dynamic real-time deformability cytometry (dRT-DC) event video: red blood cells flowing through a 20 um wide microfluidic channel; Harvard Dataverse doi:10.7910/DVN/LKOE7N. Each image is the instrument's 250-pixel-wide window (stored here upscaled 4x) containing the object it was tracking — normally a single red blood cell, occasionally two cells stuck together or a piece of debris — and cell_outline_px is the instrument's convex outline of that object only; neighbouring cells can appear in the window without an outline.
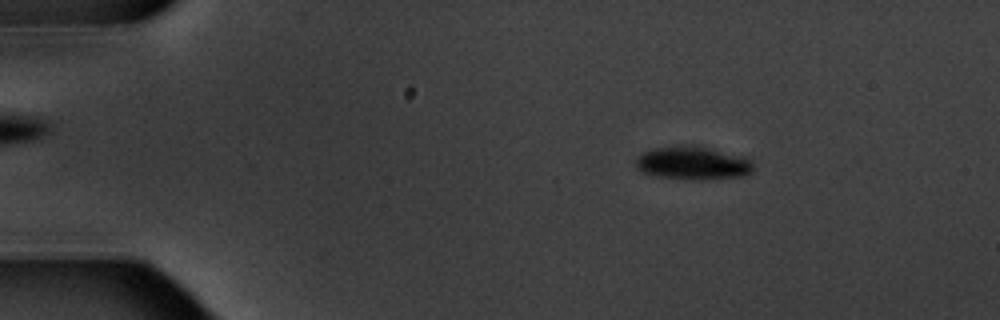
{"species": "common noctule bat (a hibernating species)", "species_latin": "Nyctalus noctula", "temperature_condition": "warm", "stored_images_in_passage": 4, "camera_frame_rate_fps": 3000, "um_per_image_px": 0.085, "animal": {"sex": "male", "body_mass_g": 20.1, "forearm_length_mm": 53.5}, "frame": {"image": 1, "passage_image": 2, "time_ms": 1.0, "image_size_px": [1000, 320], "cell_outline_px": [[752, 172], [744, 176], [692, 180], [656, 176], [644, 172], [636, 168], [636, 156], [644, 152], [656, 148], [704, 148], [748, 160], [752, 164]], "centroid_in_image_um": [58.81, 13.93], "position_along_channel_um": 26.2, "area_um2": 21.27}}